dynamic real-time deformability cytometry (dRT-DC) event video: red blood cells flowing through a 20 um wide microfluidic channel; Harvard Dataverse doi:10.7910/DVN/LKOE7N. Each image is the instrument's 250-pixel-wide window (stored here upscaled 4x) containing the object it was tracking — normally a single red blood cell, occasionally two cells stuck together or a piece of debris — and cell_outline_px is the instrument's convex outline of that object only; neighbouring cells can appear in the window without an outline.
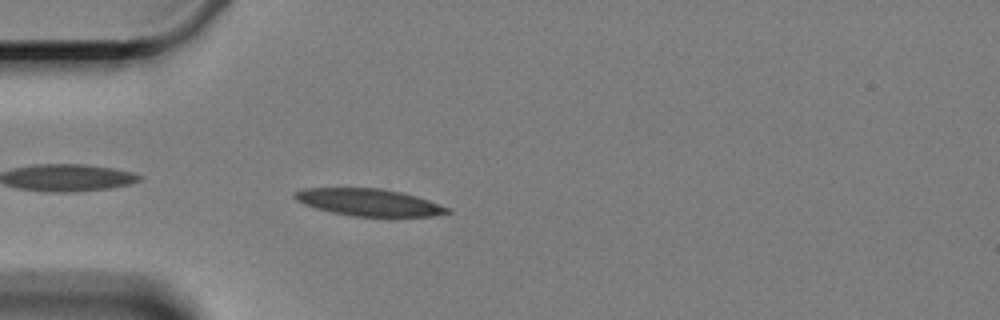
{"species": "Egyptian fruit bat (a non-hibernating species)", "species_latin": "Rousettus aegyptiacus", "temperature_condition": "cold", "stored_images_in_passage": 6, "camera_frame_rate_fps": 3000, "um_per_image_px": 0.085, "animal": {"sex": "female"}, "frame": {"image": 1, "passage_image": 6, "time_ms": 5.667, "image_size_px": [1000, 320], "cell_outline_px": [[452, 212], [432, 216], [352, 216], [332, 212], [316, 208], [304, 204], [296, 200], [292, 196], [292, 192], [304, 188], [380, 188], [400, 192], [416, 196], [452, 208]], "centroid_in_image_um": [31.34, 17.19], "position_along_channel_um": 53.7, "area_um2": 24.1}}